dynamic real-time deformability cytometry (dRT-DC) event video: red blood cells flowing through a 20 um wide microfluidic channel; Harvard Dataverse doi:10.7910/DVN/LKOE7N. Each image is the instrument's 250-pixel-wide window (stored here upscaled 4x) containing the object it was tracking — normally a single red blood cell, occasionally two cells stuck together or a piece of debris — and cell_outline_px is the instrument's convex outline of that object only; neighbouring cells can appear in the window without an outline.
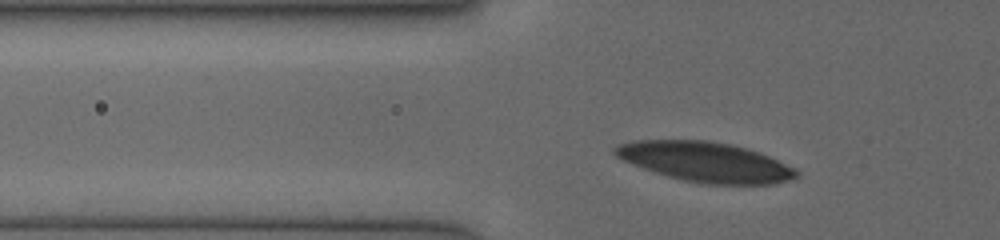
{"species": "human", "species_latin": "Homo sapiens", "temperature_condition": "cold", "stored_images_in_passage": 10, "camera_frame_rate_fps": 3000, "um_per_image_px": 0.085, "donor": {"sex": "female"}, "frame": {"image": 1, "passage_image": 2, "time_ms": 0.333, "image_size_px": [1000, 240], "cell_outline_px": [[800, 176], [792, 180], [772, 184], [708, 184], [684, 180], [668, 176], [632, 164], [616, 156], [612, 152], [612, 148], [616, 144], [632, 140], [704, 140], [728, 144], [760, 152], [800, 172]], "centroid_in_image_um": [59.93, 13.76], "position_along_channel_um": 65.9, "area_um2": 41.85}}